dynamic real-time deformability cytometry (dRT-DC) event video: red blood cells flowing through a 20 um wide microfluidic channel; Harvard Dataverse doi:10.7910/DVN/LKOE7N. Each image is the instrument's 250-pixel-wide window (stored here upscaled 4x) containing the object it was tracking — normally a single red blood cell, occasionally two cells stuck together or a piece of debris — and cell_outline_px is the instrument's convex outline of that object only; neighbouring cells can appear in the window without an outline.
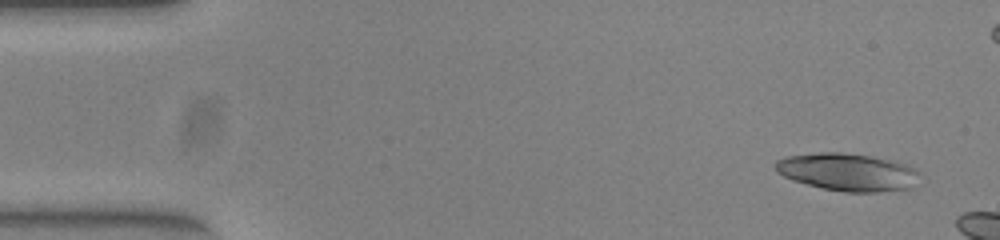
{"species": "common noctule bat (a hibernating species)", "species_latin": "Nyctalus noctula", "temperature_condition": "warm", "stored_images_in_passage": 7, "camera_frame_rate_fps": 3000, "um_per_image_px": 0.085, "animal": {"sex": "female", "body_mass_g": 23.0, "forearm_length_mm": 53.4}, "frame": {"image": 1, "passage_image": 1, "time_ms": 0.0, "image_size_px": [1000, 240], "cell_outline_px": [[920, 172], [912, 188], [880, 192], [844, 192], [824, 188], [792, 180], [776, 172], [776, 160], [788, 156], [820, 152], [844, 152], [896, 160], [916, 168]], "centroid_in_image_um": [72.09, 14.62], "position_along_channel_um": 12.9, "area_um2": 31.73}}